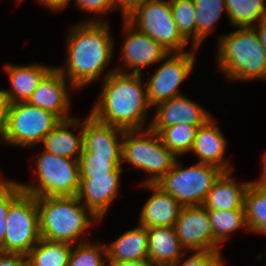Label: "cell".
<instances>
[{
    "label": "cell",
    "instance_id": "6da1fadb",
    "mask_svg": "<svg viewBox=\"0 0 266 266\" xmlns=\"http://www.w3.org/2000/svg\"><path fill=\"white\" fill-rule=\"evenodd\" d=\"M67 35L65 64L56 68L78 91L116 71L104 72L114 56L109 22L81 21Z\"/></svg>",
    "mask_w": 266,
    "mask_h": 266
},
{
    "label": "cell",
    "instance_id": "7a4b0ae2",
    "mask_svg": "<svg viewBox=\"0 0 266 266\" xmlns=\"http://www.w3.org/2000/svg\"><path fill=\"white\" fill-rule=\"evenodd\" d=\"M143 74L114 71L101 81L98 100L89 112L98 121L124 131L141 130L151 108Z\"/></svg>",
    "mask_w": 266,
    "mask_h": 266
},
{
    "label": "cell",
    "instance_id": "3957f363",
    "mask_svg": "<svg viewBox=\"0 0 266 266\" xmlns=\"http://www.w3.org/2000/svg\"><path fill=\"white\" fill-rule=\"evenodd\" d=\"M36 204L39 212V232L43 239L71 245L87 242L92 237H85L87 229L102 222L77 196L36 197Z\"/></svg>",
    "mask_w": 266,
    "mask_h": 266
},
{
    "label": "cell",
    "instance_id": "277c9868",
    "mask_svg": "<svg viewBox=\"0 0 266 266\" xmlns=\"http://www.w3.org/2000/svg\"><path fill=\"white\" fill-rule=\"evenodd\" d=\"M220 35L217 68L230 81L266 80V50L254 27H236Z\"/></svg>",
    "mask_w": 266,
    "mask_h": 266
},
{
    "label": "cell",
    "instance_id": "5b68a950",
    "mask_svg": "<svg viewBox=\"0 0 266 266\" xmlns=\"http://www.w3.org/2000/svg\"><path fill=\"white\" fill-rule=\"evenodd\" d=\"M177 159L150 128L124 131L122 162L149 174L141 184H156L170 171Z\"/></svg>",
    "mask_w": 266,
    "mask_h": 266
},
{
    "label": "cell",
    "instance_id": "8992f818",
    "mask_svg": "<svg viewBox=\"0 0 266 266\" xmlns=\"http://www.w3.org/2000/svg\"><path fill=\"white\" fill-rule=\"evenodd\" d=\"M34 162L33 183L19 182L24 193L35 197L77 196L80 188L79 162L41 151Z\"/></svg>",
    "mask_w": 266,
    "mask_h": 266
},
{
    "label": "cell",
    "instance_id": "52a82bcc",
    "mask_svg": "<svg viewBox=\"0 0 266 266\" xmlns=\"http://www.w3.org/2000/svg\"><path fill=\"white\" fill-rule=\"evenodd\" d=\"M224 171L214 165L197 162L188 167L177 159L174 166L157 183L183 207L203 205L208 192Z\"/></svg>",
    "mask_w": 266,
    "mask_h": 266
},
{
    "label": "cell",
    "instance_id": "ba28073f",
    "mask_svg": "<svg viewBox=\"0 0 266 266\" xmlns=\"http://www.w3.org/2000/svg\"><path fill=\"white\" fill-rule=\"evenodd\" d=\"M60 122L55 114L28 102L9 104L6 129L1 143L18 148L36 147Z\"/></svg>",
    "mask_w": 266,
    "mask_h": 266
},
{
    "label": "cell",
    "instance_id": "9c48e42d",
    "mask_svg": "<svg viewBox=\"0 0 266 266\" xmlns=\"http://www.w3.org/2000/svg\"><path fill=\"white\" fill-rule=\"evenodd\" d=\"M126 21L160 43L169 53L186 51L189 43L178 30L169 0H149Z\"/></svg>",
    "mask_w": 266,
    "mask_h": 266
},
{
    "label": "cell",
    "instance_id": "30bf717a",
    "mask_svg": "<svg viewBox=\"0 0 266 266\" xmlns=\"http://www.w3.org/2000/svg\"><path fill=\"white\" fill-rule=\"evenodd\" d=\"M39 212L36 197L23 193L10 207L6 235L0 251L27 255L39 242Z\"/></svg>",
    "mask_w": 266,
    "mask_h": 266
},
{
    "label": "cell",
    "instance_id": "8fae6325",
    "mask_svg": "<svg viewBox=\"0 0 266 266\" xmlns=\"http://www.w3.org/2000/svg\"><path fill=\"white\" fill-rule=\"evenodd\" d=\"M196 50L192 48L181 53H169L161 60L162 64L146 82L151 107L183 94L179 86L195 68Z\"/></svg>",
    "mask_w": 266,
    "mask_h": 266
},
{
    "label": "cell",
    "instance_id": "7c38bea8",
    "mask_svg": "<svg viewBox=\"0 0 266 266\" xmlns=\"http://www.w3.org/2000/svg\"><path fill=\"white\" fill-rule=\"evenodd\" d=\"M174 228L187 252L221 253V245L214 239L209 215L203 205L183 207Z\"/></svg>",
    "mask_w": 266,
    "mask_h": 266
},
{
    "label": "cell",
    "instance_id": "4fadbf2b",
    "mask_svg": "<svg viewBox=\"0 0 266 266\" xmlns=\"http://www.w3.org/2000/svg\"><path fill=\"white\" fill-rule=\"evenodd\" d=\"M122 24L124 41H122L120 56L124 66L116 67V71L143 74L144 67L160 63L169 54L160 43L135 29L126 20H123Z\"/></svg>",
    "mask_w": 266,
    "mask_h": 266
},
{
    "label": "cell",
    "instance_id": "5bb4252c",
    "mask_svg": "<svg viewBox=\"0 0 266 266\" xmlns=\"http://www.w3.org/2000/svg\"><path fill=\"white\" fill-rule=\"evenodd\" d=\"M73 90L78 91L56 67H53L38 83L27 102L55 114L61 121L69 120L74 118L68 114L71 109L69 92Z\"/></svg>",
    "mask_w": 266,
    "mask_h": 266
},
{
    "label": "cell",
    "instance_id": "9a60e30c",
    "mask_svg": "<svg viewBox=\"0 0 266 266\" xmlns=\"http://www.w3.org/2000/svg\"><path fill=\"white\" fill-rule=\"evenodd\" d=\"M155 108V114L147 128L156 133L177 124L203 126L212 118L203 106L183 94L162 102Z\"/></svg>",
    "mask_w": 266,
    "mask_h": 266
},
{
    "label": "cell",
    "instance_id": "2e32d148",
    "mask_svg": "<svg viewBox=\"0 0 266 266\" xmlns=\"http://www.w3.org/2000/svg\"><path fill=\"white\" fill-rule=\"evenodd\" d=\"M152 191L139 214V225L151 227H174L183 206L156 184H140Z\"/></svg>",
    "mask_w": 266,
    "mask_h": 266
},
{
    "label": "cell",
    "instance_id": "e0dca14e",
    "mask_svg": "<svg viewBox=\"0 0 266 266\" xmlns=\"http://www.w3.org/2000/svg\"><path fill=\"white\" fill-rule=\"evenodd\" d=\"M120 180L121 176H92V179H80L77 197L101 221L119 194Z\"/></svg>",
    "mask_w": 266,
    "mask_h": 266
},
{
    "label": "cell",
    "instance_id": "ac0fdd59",
    "mask_svg": "<svg viewBox=\"0 0 266 266\" xmlns=\"http://www.w3.org/2000/svg\"><path fill=\"white\" fill-rule=\"evenodd\" d=\"M227 139L212 117L206 124L198 128L190 153L196 155L198 162L214 165L224 172L233 171L225 160Z\"/></svg>",
    "mask_w": 266,
    "mask_h": 266
},
{
    "label": "cell",
    "instance_id": "d6986e66",
    "mask_svg": "<svg viewBox=\"0 0 266 266\" xmlns=\"http://www.w3.org/2000/svg\"><path fill=\"white\" fill-rule=\"evenodd\" d=\"M124 130L95 119L90 113L83 120V149L95 155H122Z\"/></svg>",
    "mask_w": 266,
    "mask_h": 266
},
{
    "label": "cell",
    "instance_id": "ffe728a7",
    "mask_svg": "<svg viewBox=\"0 0 266 266\" xmlns=\"http://www.w3.org/2000/svg\"><path fill=\"white\" fill-rule=\"evenodd\" d=\"M53 68V66L34 63L29 65H16L7 63L4 65L10 84L9 89H3L8 103L27 102L36 90L38 83Z\"/></svg>",
    "mask_w": 266,
    "mask_h": 266
},
{
    "label": "cell",
    "instance_id": "44dd1931",
    "mask_svg": "<svg viewBox=\"0 0 266 266\" xmlns=\"http://www.w3.org/2000/svg\"><path fill=\"white\" fill-rule=\"evenodd\" d=\"M74 118L61 121L43 139V150L59 157L78 160L83 149V120ZM81 128L79 133L71 131L74 127ZM71 128V129H70Z\"/></svg>",
    "mask_w": 266,
    "mask_h": 266
},
{
    "label": "cell",
    "instance_id": "7402d4cb",
    "mask_svg": "<svg viewBox=\"0 0 266 266\" xmlns=\"http://www.w3.org/2000/svg\"><path fill=\"white\" fill-rule=\"evenodd\" d=\"M232 172H223L215 181L203 203L207 210L244 209L245 194L252 181L237 182Z\"/></svg>",
    "mask_w": 266,
    "mask_h": 266
},
{
    "label": "cell",
    "instance_id": "603a6c76",
    "mask_svg": "<svg viewBox=\"0 0 266 266\" xmlns=\"http://www.w3.org/2000/svg\"><path fill=\"white\" fill-rule=\"evenodd\" d=\"M148 259L154 266L176 263L187 251L181 245L174 227L147 228Z\"/></svg>",
    "mask_w": 266,
    "mask_h": 266
},
{
    "label": "cell",
    "instance_id": "cb8c5ba5",
    "mask_svg": "<svg viewBox=\"0 0 266 266\" xmlns=\"http://www.w3.org/2000/svg\"><path fill=\"white\" fill-rule=\"evenodd\" d=\"M107 260L132 261L148 259L147 228L138 225L121 234L111 244L105 243Z\"/></svg>",
    "mask_w": 266,
    "mask_h": 266
},
{
    "label": "cell",
    "instance_id": "d4e9b609",
    "mask_svg": "<svg viewBox=\"0 0 266 266\" xmlns=\"http://www.w3.org/2000/svg\"><path fill=\"white\" fill-rule=\"evenodd\" d=\"M71 244L40 238L26 255L29 266H68Z\"/></svg>",
    "mask_w": 266,
    "mask_h": 266
},
{
    "label": "cell",
    "instance_id": "484cf974",
    "mask_svg": "<svg viewBox=\"0 0 266 266\" xmlns=\"http://www.w3.org/2000/svg\"><path fill=\"white\" fill-rule=\"evenodd\" d=\"M78 162L80 179H92V176H121L124 172L122 155L82 152Z\"/></svg>",
    "mask_w": 266,
    "mask_h": 266
},
{
    "label": "cell",
    "instance_id": "4316f807",
    "mask_svg": "<svg viewBox=\"0 0 266 266\" xmlns=\"http://www.w3.org/2000/svg\"><path fill=\"white\" fill-rule=\"evenodd\" d=\"M196 11V49L216 29L222 12L227 15L225 0H193Z\"/></svg>",
    "mask_w": 266,
    "mask_h": 266
},
{
    "label": "cell",
    "instance_id": "83f0119b",
    "mask_svg": "<svg viewBox=\"0 0 266 266\" xmlns=\"http://www.w3.org/2000/svg\"><path fill=\"white\" fill-rule=\"evenodd\" d=\"M245 216L250 232L266 235V191L252 181L245 194Z\"/></svg>",
    "mask_w": 266,
    "mask_h": 266
},
{
    "label": "cell",
    "instance_id": "f1b7e54d",
    "mask_svg": "<svg viewBox=\"0 0 266 266\" xmlns=\"http://www.w3.org/2000/svg\"><path fill=\"white\" fill-rule=\"evenodd\" d=\"M230 25L254 27L266 14L265 0H225Z\"/></svg>",
    "mask_w": 266,
    "mask_h": 266
},
{
    "label": "cell",
    "instance_id": "f546056e",
    "mask_svg": "<svg viewBox=\"0 0 266 266\" xmlns=\"http://www.w3.org/2000/svg\"><path fill=\"white\" fill-rule=\"evenodd\" d=\"M213 230L214 239L222 244L231 234L246 229L249 232L245 209L207 210Z\"/></svg>",
    "mask_w": 266,
    "mask_h": 266
},
{
    "label": "cell",
    "instance_id": "4dcf8cb0",
    "mask_svg": "<svg viewBox=\"0 0 266 266\" xmlns=\"http://www.w3.org/2000/svg\"><path fill=\"white\" fill-rule=\"evenodd\" d=\"M188 124H177L161 129L157 134L162 143L177 157L190 153L198 128Z\"/></svg>",
    "mask_w": 266,
    "mask_h": 266
},
{
    "label": "cell",
    "instance_id": "1f68e13d",
    "mask_svg": "<svg viewBox=\"0 0 266 266\" xmlns=\"http://www.w3.org/2000/svg\"><path fill=\"white\" fill-rule=\"evenodd\" d=\"M174 21L182 37L196 49V11L193 0H169Z\"/></svg>",
    "mask_w": 266,
    "mask_h": 266
},
{
    "label": "cell",
    "instance_id": "d6a6232c",
    "mask_svg": "<svg viewBox=\"0 0 266 266\" xmlns=\"http://www.w3.org/2000/svg\"><path fill=\"white\" fill-rule=\"evenodd\" d=\"M106 260L105 243L87 241L72 246L68 266H105Z\"/></svg>",
    "mask_w": 266,
    "mask_h": 266
},
{
    "label": "cell",
    "instance_id": "836d02e7",
    "mask_svg": "<svg viewBox=\"0 0 266 266\" xmlns=\"http://www.w3.org/2000/svg\"><path fill=\"white\" fill-rule=\"evenodd\" d=\"M19 182L7 180L0 188V245L4 242L6 235V218L9 207L23 194Z\"/></svg>",
    "mask_w": 266,
    "mask_h": 266
},
{
    "label": "cell",
    "instance_id": "e575fe53",
    "mask_svg": "<svg viewBox=\"0 0 266 266\" xmlns=\"http://www.w3.org/2000/svg\"><path fill=\"white\" fill-rule=\"evenodd\" d=\"M223 253L215 252H193L192 255L184 259L183 255L176 263L169 266H224L225 259Z\"/></svg>",
    "mask_w": 266,
    "mask_h": 266
},
{
    "label": "cell",
    "instance_id": "d590c367",
    "mask_svg": "<svg viewBox=\"0 0 266 266\" xmlns=\"http://www.w3.org/2000/svg\"><path fill=\"white\" fill-rule=\"evenodd\" d=\"M72 1V0H71ZM74 5L81 11H85L88 14L98 15V19L84 20V22H106L101 15H108V13L115 11V5L113 0H73Z\"/></svg>",
    "mask_w": 266,
    "mask_h": 266
},
{
    "label": "cell",
    "instance_id": "8d00e7d4",
    "mask_svg": "<svg viewBox=\"0 0 266 266\" xmlns=\"http://www.w3.org/2000/svg\"><path fill=\"white\" fill-rule=\"evenodd\" d=\"M115 11H121L123 20L130 17L137 9L141 8L149 0H113Z\"/></svg>",
    "mask_w": 266,
    "mask_h": 266
},
{
    "label": "cell",
    "instance_id": "74e56055",
    "mask_svg": "<svg viewBox=\"0 0 266 266\" xmlns=\"http://www.w3.org/2000/svg\"><path fill=\"white\" fill-rule=\"evenodd\" d=\"M0 266H29L26 255L0 251Z\"/></svg>",
    "mask_w": 266,
    "mask_h": 266
},
{
    "label": "cell",
    "instance_id": "f35d334b",
    "mask_svg": "<svg viewBox=\"0 0 266 266\" xmlns=\"http://www.w3.org/2000/svg\"><path fill=\"white\" fill-rule=\"evenodd\" d=\"M8 100L0 88V141L2 140L6 124H7V110H8Z\"/></svg>",
    "mask_w": 266,
    "mask_h": 266
},
{
    "label": "cell",
    "instance_id": "ab89813d",
    "mask_svg": "<svg viewBox=\"0 0 266 266\" xmlns=\"http://www.w3.org/2000/svg\"><path fill=\"white\" fill-rule=\"evenodd\" d=\"M18 2H22V0H17ZM39 4L47 7L50 11H61L69 5L71 0H37Z\"/></svg>",
    "mask_w": 266,
    "mask_h": 266
},
{
    "label": "cell",
    "instance_id": "60d3db41",
    "mask_svg": "<svg viewBox=\"0 0 266 266\" xmlns=\"http://www.w3.org/2000/svg\"><path fill=\"white\" fill-rule=\"evenodd\" d=\"M105 266H154L149 259L132 260V261H118L106 260Z\"/></svg>",
    "mask_w": 266,
    "mask_h": 266
},
{
    "label": "cell",
    "instance_id": "b9f144b4",
    "mask_svg": "<svg viewBox=\"0 0 266 266\" xmlns=\"http://www.w3.org/2000/svg\"><path fill=\"white\" fill-rule=\"evenodd\" d=\"M256 32L258 33L260 42L264 49L266 50V14L264 17L254 26Z\"/></svg>",
    "mask_w": 266,
    "mask_h": 266
},
{
    "label": "cell",
    "instance_id": "7bdbcfd3",
    "mask_svg": "<svg viewBox=\"0 0 266 266\" xmlns=\"http://www.w3.org/2000/svg\"><path fill=\"white\" fill-rule=\"evenodd\" d=\"M261 159L263 163L262 172L260 174V177L257 180H254V182L266 191V152L263 154Z\"/></svg>",
    "mask_w": 266,
    "mask_h": 266
},
{
    "label": "cell",
    "instance_id": "ee69618b",
    "mask_svg": "<svg viewBox=\"0 0 266 266\" xmlns=\"http://www.w3.org/2000/svg\"><path fill=\"white\" fill-rule=\"evenodd\" d=\"M0 188L7 182V179H3L2 176H0Z\"/></svg>",
    "mask_w": 266,
    "mask_h": 266
}]
</instances>
